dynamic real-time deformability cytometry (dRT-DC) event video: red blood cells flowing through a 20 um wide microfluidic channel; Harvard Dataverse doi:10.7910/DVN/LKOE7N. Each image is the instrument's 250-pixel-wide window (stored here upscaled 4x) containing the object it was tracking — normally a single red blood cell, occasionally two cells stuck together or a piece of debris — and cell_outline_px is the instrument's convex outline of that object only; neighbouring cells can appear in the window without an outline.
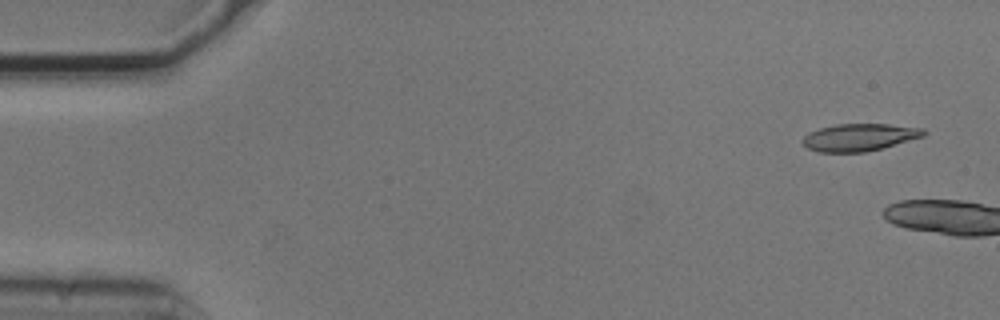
{"species": "common noctule bat (a hibernating species)", "species_latin": "Nyctalus noctula", "temperature_condition": "cold", "stored_images_in_passage": 2, "camera_frame_rate_fps": 3000, "um_per_image_px": 0.085, "animal": {"sex": "male", "body_mass_g": 20.5, "forearm_length_mm": 52.5}, "frame": {"image": 1, "passage_image": 1, "time_ms": 0.0, "image_size_px": [1000, 320], "cell_outline_px": [[928, 132], [924, 136], [880, 148], [864, 152], [820, 152], [808, 148], [804, 144], [804, 136], [808, 132], [820, 128], [836, 124], [888, 124], [924, 128]], "centroid_in_image_um": [73.07, 11.66], "position_along_channel_um": 11.9, "area_um2": 19.07}}